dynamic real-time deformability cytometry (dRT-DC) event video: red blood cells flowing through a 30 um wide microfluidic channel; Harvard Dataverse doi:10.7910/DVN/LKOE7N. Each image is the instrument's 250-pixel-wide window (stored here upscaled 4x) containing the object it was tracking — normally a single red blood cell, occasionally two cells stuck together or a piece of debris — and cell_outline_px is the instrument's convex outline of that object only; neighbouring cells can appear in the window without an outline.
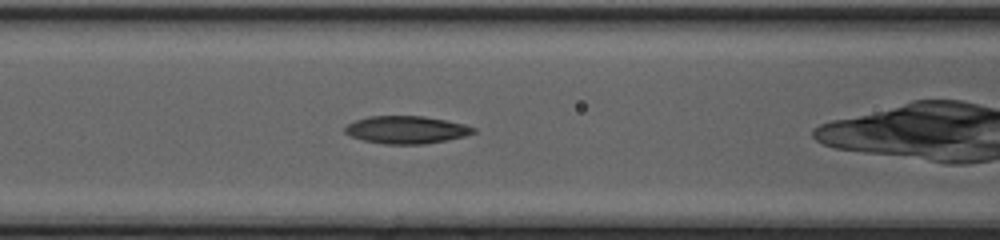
{"species": "common noctule bat (a hibernating species)", "species_latin": "Nyctalus noctula", "temperature_condition": "cold", "stored_images_in_passage": 28, "camera_frame_rate_fps": 3000, "um_per_image_px": 0.085, "animal": {"sex": "female", "body_mass_g": 20.0, "forearm_length_mm": 54.0}, "frame": {"image": 1, "passage_image": 6, "time_ms": 1.667, "image_size_px": [1000, 240], "cell_outline_px": [[476, 132], [464, 136], [448, 140], [424, 144], [384, 144], [364, 140], [352, 136], [344, 132], [344, 128], [348, 124], [356, 120], [368, 116], [424, 116], [464, 124], [476, 128]], "centroid_in_image_um": [34.55, 11.03], "position_along_channel_um": 132.0, "area_um2": 20.58}}
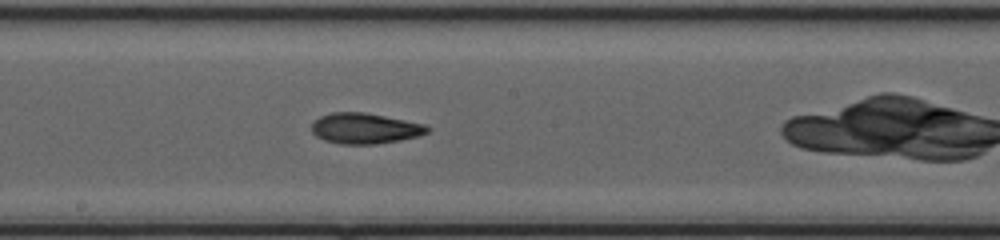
{"frame": {"image": 2, "passage_image": 12, "time_ms": 3.667, "image_size_px": [1000, 240], "cell_outline_px": [[432, 128], [428, 132], [420, 136], [400, 140], [372, 144], [340, 144], [324, 140], [316, 136], [312, 132], [312, 124], [320, 116], [332, 112], [364, 112], [428, 124]], "centroid_in_image_um": [31.07, 10.91], "position_along_channel_um": 217.1, "area_um2": 20.81}}
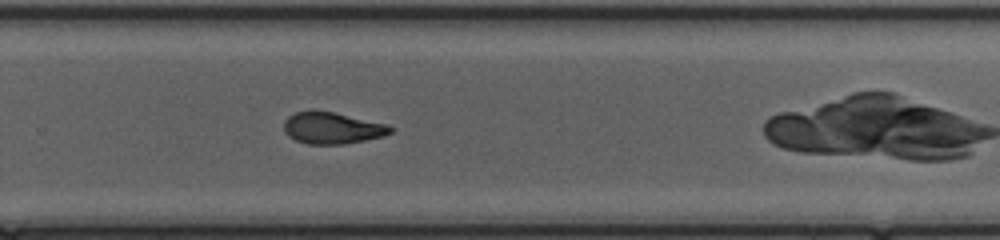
{"frame": {"image": 3, "passage_image": 18, "time_ms": 5.667, "image_size_px": [1000, 240], "cell_outline_px": [[396, 128], [392, 132], [384, 136], [344, 144], [308, 144], [296, 140], [288, 136], [284, 132], [284, 120], [288, 116], [296, 112], [336, 112], [388, 124]], "centroid_in_image_um": [28.28, 10.89], "position_along_channel_um": 301.5, "area_um2": 19.59}}